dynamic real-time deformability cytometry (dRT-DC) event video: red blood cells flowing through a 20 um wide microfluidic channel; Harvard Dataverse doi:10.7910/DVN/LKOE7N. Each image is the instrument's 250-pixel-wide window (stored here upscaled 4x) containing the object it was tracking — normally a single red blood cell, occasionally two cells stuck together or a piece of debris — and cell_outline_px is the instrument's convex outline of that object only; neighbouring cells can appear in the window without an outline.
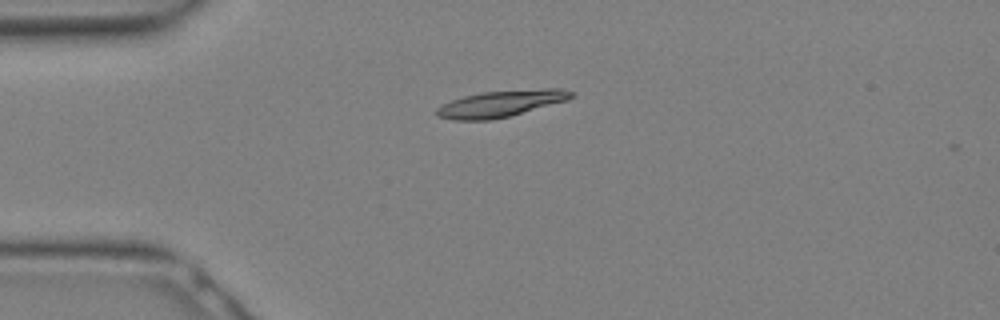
{"species": "Egyptian fruit bat (a non-hibernating species)", "species_latin": "Rousettus aegyptiacus", "temperature_condition": "warm", "stored_images_in_passage": 10, "camera_frame_rate_fps": 3000, "um_per_image_px": 0.085, "animal": {"sex": "female"}, "frame": {"image": 1, "passage_image": 1, "time_ms": 0.0, "image_size_px": [1000, 320], "cell_outline_px": [[576, 96], [568, 100], [508, 116], [492, 120], [452, 120], [436, 116], [436, 108], [452, 100], [464, 96], [480, 92], [544, 88], [560, 88], [576, 92]], "centroid_in_image_um": [42.61, 8.8], "position_along_channel_um": 42.4, "area_um2": 20.87}}
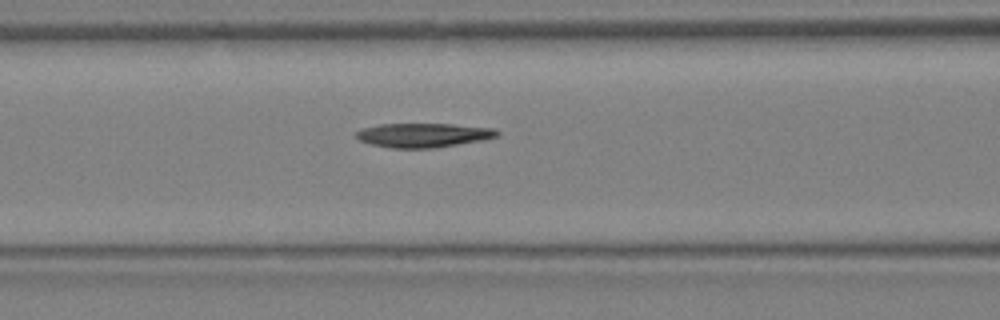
{"frame": {"image": 2, "passage_image": 6, "time_ms": 1.667, "image_size_px": [1000, 320], "cell_outline_px": [[500, 132], [496, 136], [480, 140], [432, 148], [392, 148], [372, 144], [360, 140], [356, 136], [356, 132], [364, 128], [380, 124], [452, 124], [492, 128]], "centroid_in_image_um": [35.96, 11.48], "position_along_channel_um": 130.6, "area_um2": 19.42}}
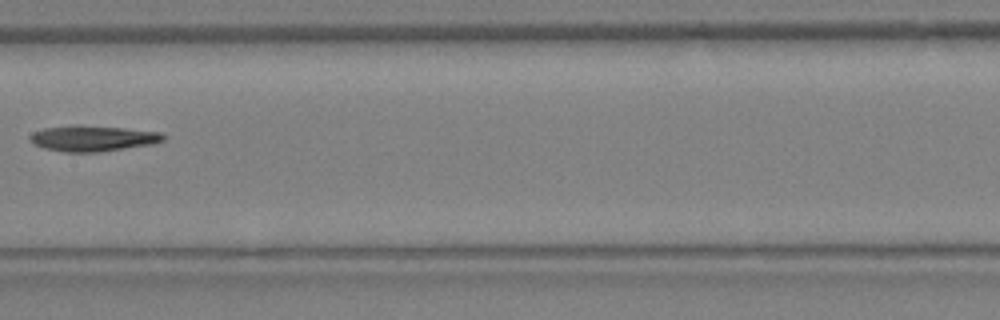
{"frame": {"image": 3, "passage_image": 9, "time_ms": 2.667, "image_size_px": [1000, 320], "cell_outline_px": [[164, 140], [152, 144], [96, 152], [64, 152], [44, 148], [32, 144], [28, 136], [32, 132], [44, 128], [124, 128], [160, 132], [164, 136]], "centroid_in_image_um": [7.87, 11.81], "position_along_channel_um": 199.5, "area_um2": 18.9}}